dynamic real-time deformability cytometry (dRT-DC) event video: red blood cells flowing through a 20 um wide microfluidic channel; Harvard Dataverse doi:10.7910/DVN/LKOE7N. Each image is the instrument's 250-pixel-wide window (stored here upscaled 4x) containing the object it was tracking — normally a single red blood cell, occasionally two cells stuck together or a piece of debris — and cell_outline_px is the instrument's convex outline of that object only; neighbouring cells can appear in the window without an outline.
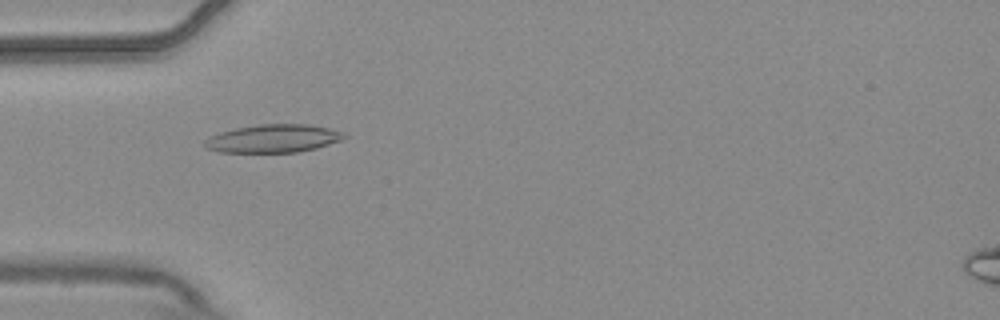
{"species": "common noctule bat (a hibernating species)", "species_latin": "Nyctalus noctula", "temperature_condition": "warm", "stored_images_in_passage": 8, "camera_frame_rate_fps": 3000, "um_per_image_px": 0.085, "animal": {"sex": "male", "body_mass_g": 20.4}, "frame": {"image": 1, "passage_image": 2, "time_ms": 0.333, "image_size_px": [1000, 320], "cell_outline_px": [[348, 136], [344, 140], [316, 148], [296, 152], [220, 152], [204, 148], [204, 140], [208, 136], [220, 132], [236, 128], [260, 124], [308, 124], [328, 128], [344, 132]], "centroid_in_image_um": [23.23, 11.77], "position_along_channel_um": 61.8, "area_um2": 23.0}}
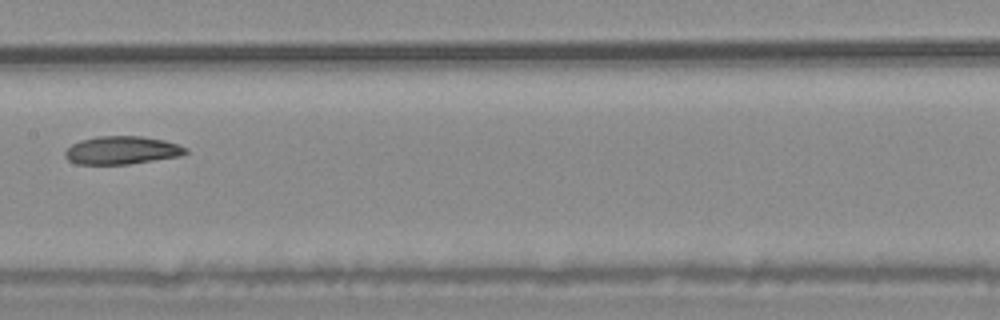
{"frame": {"image": 2, "passage_image": 5, "time_ms": 1.333, "image_size_px": [1000, 320], "cell_outline_px": [[188, 152], [180, 156], [128, 164], [76, 164], [68, 160], [64, 156], [64, 152], [72, 144], [80, 140], [96, 136], [140, 136], [164, 140], [188, 148]], "centroid_in_image_um": [10.33, 12.77], "position_along_channel_um": 197.1, "area_um2": 19.71}}
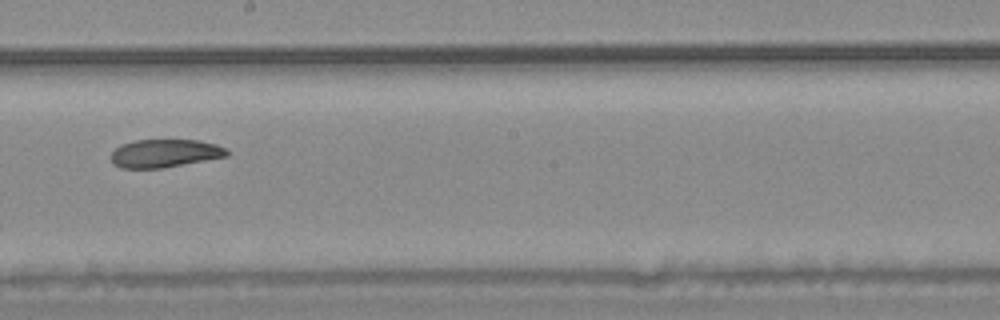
{"frame": {"image": 3, "passage_image": 6, "time_ms": 1.667, "image_size_px": [1000, 320], "cell_outline_px": [[228, 156], [160, 168], [120, 168], [112, 164], [112, 152], [120, 144], [136, 140], [200, 140], [216, 144], [224, 148], [228, 152]], "centroid_in_image_um": [13.98, 13.03], "position_along_channel_um": 234.2, "area_um2": 18.84}}